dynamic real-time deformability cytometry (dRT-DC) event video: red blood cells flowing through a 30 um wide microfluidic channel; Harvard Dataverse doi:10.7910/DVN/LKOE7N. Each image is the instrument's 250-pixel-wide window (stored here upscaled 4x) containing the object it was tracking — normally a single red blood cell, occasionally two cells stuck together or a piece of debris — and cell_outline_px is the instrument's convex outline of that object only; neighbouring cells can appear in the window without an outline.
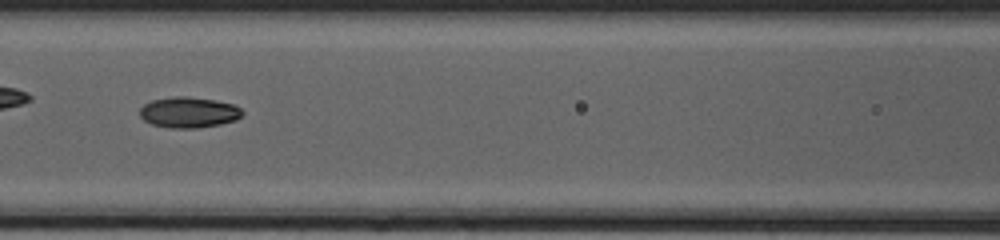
{"species": "common noctule bat (a hibernating species)", "species_latin": "Nyctalus noctula", "temperature_condition": "cold", "stored_images_in_passage": 34, "camera_frame_rate_fps": 3000, "um_per_image_px": 0.085, "animal": {"sex": "female", "body_mass_g": 20.0, "forearm_length_mm": 54.0}, "frame": {"image": 1, "passage_image": 25, "time_ms": 8.0, "image_size_px": [1000, 240], "cell_outline_px": [[244, 112], [236, 120], [220, 124], [196, 128], [168, 128], [152, 124], [144, 120], [140, 116], [140, 108], [144, 104], [152, 100], [176, 96], [184, 96], [216, 100], [232, 104], [240, 108]], "centroid_in_image_um": [16.03, 9.55], "position_along_channel_um": 150.6, "area_um2": 18.32}}
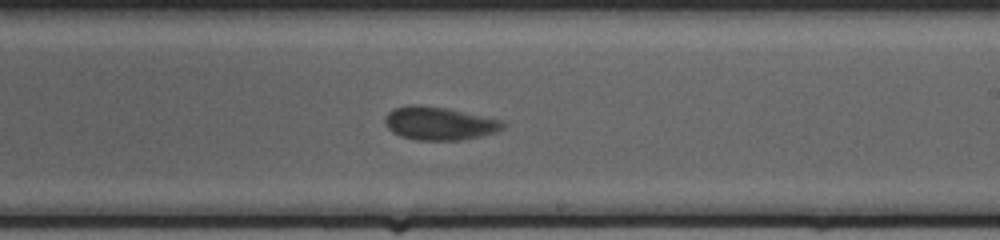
{"frame": {"image": 2, "passage_image": 34, "time_ms": 11.0, "image_size_px": [1000, 240], "cell_outline_px": [[504, 128], [496, 132], [480, 136], [460, 140], [416, 140], [400, 136], [392, 132], [384, 124], [384, 116], [392, 108], [408, 104], [420, 104], [448, 108], [504, 120]], "centroid_in_image_um": [37.3, 10.47], "position_along_channel_um": 251.7, "area_um2": 23.24}}